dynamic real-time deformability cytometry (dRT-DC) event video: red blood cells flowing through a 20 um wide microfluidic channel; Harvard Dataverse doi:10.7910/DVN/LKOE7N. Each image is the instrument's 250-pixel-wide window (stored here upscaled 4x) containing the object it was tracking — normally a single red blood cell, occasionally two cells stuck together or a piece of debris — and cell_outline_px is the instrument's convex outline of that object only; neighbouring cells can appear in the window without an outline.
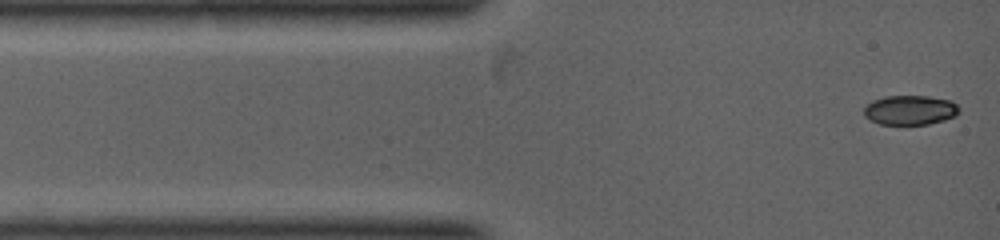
{"species": "common noctule bat (a hibernating species)", "species_latin": "Nyctalus noctula", "temperature_condition": "warm", "stored_images_in_passage": 2, "camera_frame_rate_fps": 5000, "um_per_image_px": 0.085, "animal": {"sex": "female", "body_mass_g": 19.0, "forearm_length_mm": 53.3}, "frame": {"image": 1, "passage_image": 2, "time_ms": 0.2, "image_size_px": [1000, 240], "cell_outline_px": [[960, 112], [956, 116], [944, 120], [928, 124], [880, 124], [864, 116], [864, 108], [872, 100], [884, 96], [928, 96], [948, 100], [956, 104], [960, 108]], "centroid_in_image_um": [77.37, 9.35], "position_along_channel_um": 7.6, "area_um2": 16.36}}